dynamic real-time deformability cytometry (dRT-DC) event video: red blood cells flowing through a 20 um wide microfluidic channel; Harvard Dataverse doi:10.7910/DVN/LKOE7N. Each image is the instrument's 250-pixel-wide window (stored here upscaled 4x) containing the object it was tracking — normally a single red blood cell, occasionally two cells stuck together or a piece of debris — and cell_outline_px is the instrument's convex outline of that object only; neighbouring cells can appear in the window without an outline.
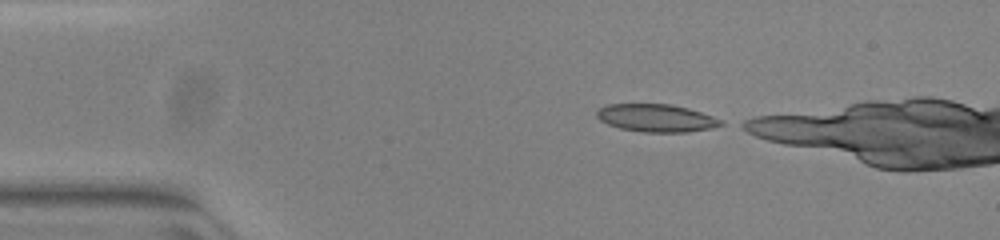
{"species": "common noctule bat (a hibernating species)", "species_latin": "Nyctalus noctula", "temperature_condition": "warm", "stored_images_in_passage": 11, "camera_frame_rate_fps": 3000, "um_per_image_px": 0.085, "animal": {"sex": "female", "body_mass_g": 23.0, "forearm_length_mm": 53.4}, "frame": {"image": 1, "passage_image": 1, "time_ms": 0.0, "image_size_px": [1000, 240], "cell_outline_px": [[724, 124], [712, 128], [688, 132], [644, 132], [620, 128], [608, 124], [600, 120], [596, 116], [596, 112], [600, 108], [608, 104], [672, 104], [688, 108], [724, 120]], "centroid_in_image_um": [55.81, 10.03], "position_along_channel_um": 29.2, "area_um2": 20.06}}
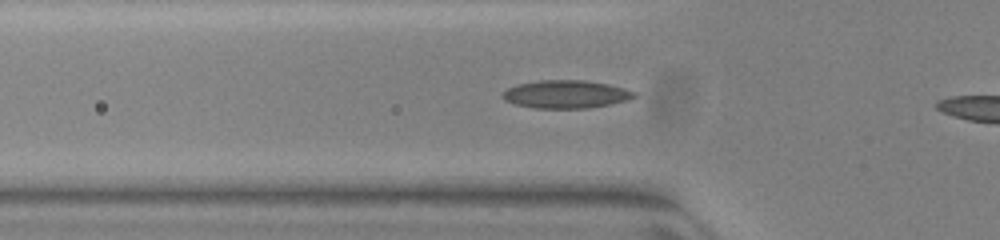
{"frame": {"image": 2, "passage_image": 9, "time_ms": 2.667, "image_size_px": [1000, 240], "cell_outline_px": [[636, 96], [628, 100], [588, 108], [536, 108], [516, 104], [504, 100], [500, 96], [508, 88], [516, 84], [540, 80], [584, 80], [608, 84], [624, 88], [636, 92]], "centroid_in_image_um": [48.09, 8.0], "position_along_channel_um": 77.7, "area_um2": 21.39}}